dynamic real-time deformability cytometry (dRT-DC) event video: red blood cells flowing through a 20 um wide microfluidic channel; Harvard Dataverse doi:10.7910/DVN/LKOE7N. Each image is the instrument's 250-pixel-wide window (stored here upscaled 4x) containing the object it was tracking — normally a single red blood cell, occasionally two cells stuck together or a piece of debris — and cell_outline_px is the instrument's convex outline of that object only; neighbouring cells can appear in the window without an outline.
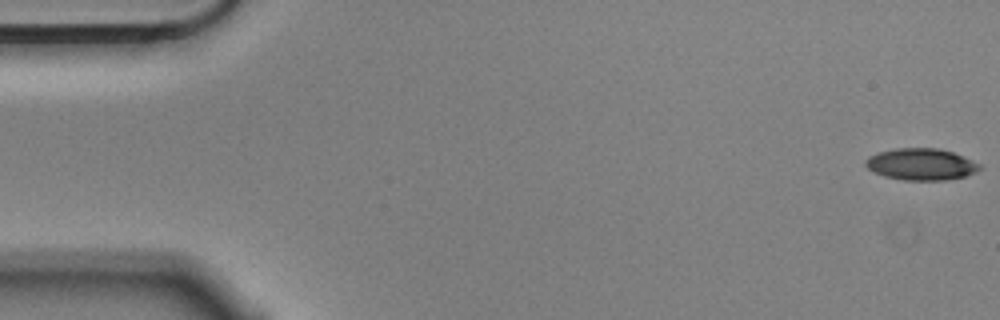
{"species": "Egyptian fruit bat (a non-hibernating species)", "species_latin": "Rousettus aegyptiacus", "temperature_condition": "cold", "stored_images_in_passage": 56, "camera_frame_rate_fps": 3000, "um_per_image_px": 0.085, "animal": {"sex": "male"}, "frame": {"image": 1, "passage_image": 1, "time_ms": 0.0, "image_size_px": [1000, 320], "cell_outline_px": [[980, 168], [964, 176], [944, 180], [904, 180], [884, 176], [868, 168], [864, 164], [864, 160], [868, 156], [880, 152], [896, 148], [940, 148], [952, 152], [972, 160], [980, 164]], "centroid_in_image_um": [78.25, 13.95], "position_along_channel_um": 6.7, "area_um2": 20.81}}
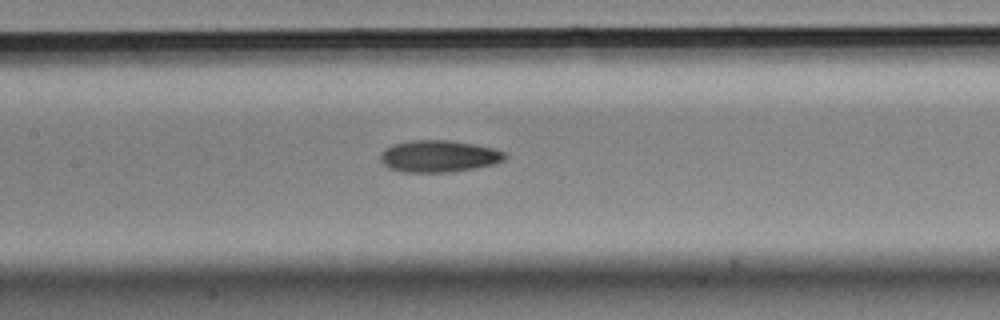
{"frame": {"image": 2, "passage_image": 26, "time_ms": 8.333, "image_size_px": [1000, 320], "cell_outline_px": [[508, 156], [504, 160], [496, 164], [476, 168], [452, 172], [404, 172], [388, 168], [380, 160], [380, 156], [384, 148], [392, 144], [412, 140], [448, 140], [476, 144], [492, 148], [504, 152]], "centroid_in_image_um": [37.31, 13.28], "position_along_channel_um": 170.1, "area_um2": 23.35}}
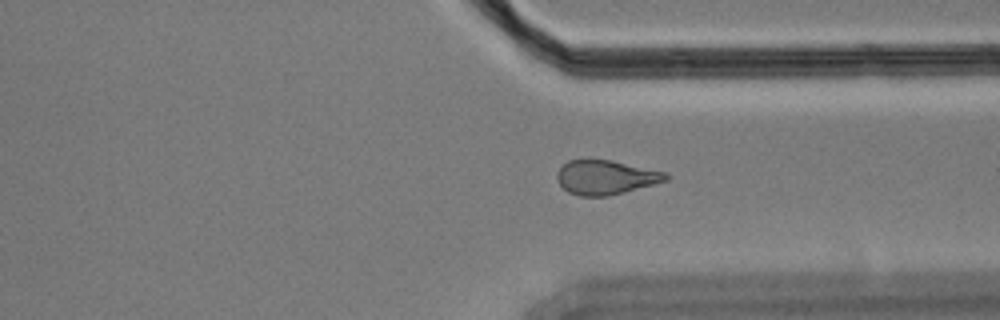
{"frame": {"image": 3, "passage_image": 42, "time_ms": 13.667, "image_size_px": [1000, 320], "cell_outline_px": [[668, 180], [624, 192], [608, 196], [580, 196], [568, 192], [560, 184], [556, 176], [556, 172], [568, 160], [612, 160], [668, 172]], "centroid_in_image_um": [51.5, 15.07], "position_along_channel_um": 359.9, "area_um2": 21.68}, "authors_computed_cell_mechanics": {"area_um2": 22.3975, "velocity_mm_per_s": 3.5628, "shape_relaxation_time_tau1_ms": 9.403, "shape_relaxation_time_tau2_ms": 10.1008, "deformation_change_tau1": 0.1999, "deformation_change_tau2": 0.195}}